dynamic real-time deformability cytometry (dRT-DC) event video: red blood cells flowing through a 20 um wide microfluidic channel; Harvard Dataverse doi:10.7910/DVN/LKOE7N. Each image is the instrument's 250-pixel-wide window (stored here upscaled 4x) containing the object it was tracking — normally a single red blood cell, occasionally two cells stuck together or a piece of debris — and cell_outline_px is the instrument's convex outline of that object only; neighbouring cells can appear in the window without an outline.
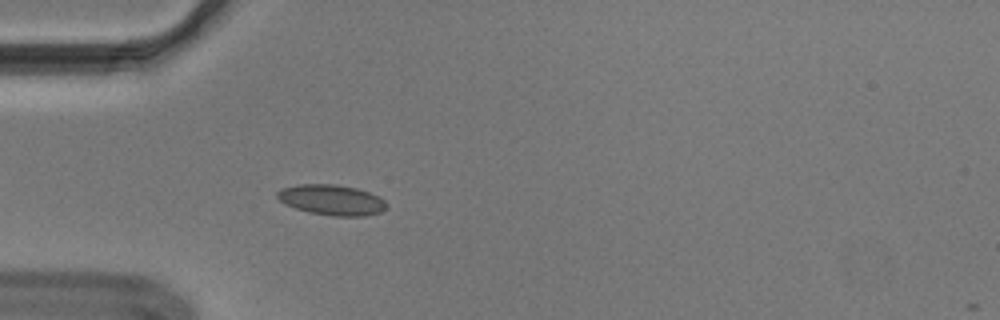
{"species": "Egyptian fruit bat (a non-hibernating species)", "species_latin": "Rousettus aegyptiacus", "temperature_condition": "cold", "stored_images_in_passage": 38, "camera_frame_rate_fps": 3000, "um_per_image_px": 0.085, "animal": {"sex": "male"}, "frame": {"image": 1, "passage_image": 6, "time_ms": 1.667, "image_size_px": [1000, 320], "cell_outline_px": [[388, 204], [380, 212], [364, 216], [332, 216], [308, 212], [284, 204], [276, 196], [276, 192], [280, 188], [300, 184], [336, 184], [356, 188], [368, 192], [384, 200]], "centroid_in_image_um": [28.15, 16.99], "position_along_channel_um": 56.9, "area_um2": 19.36}}
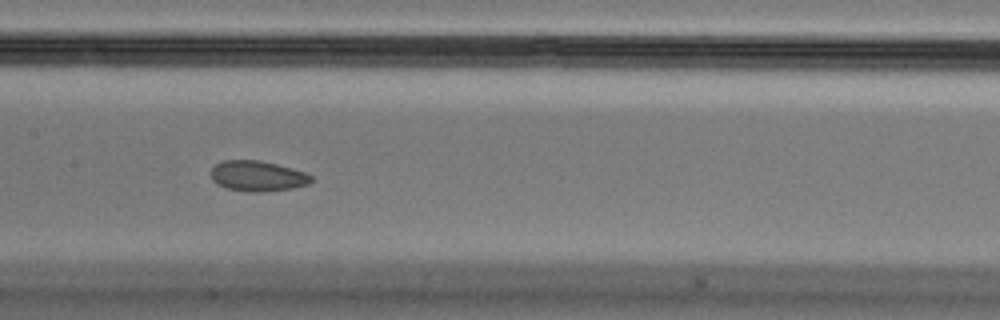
{"frame": {"image": 2, "passage_image": 17, "time_ms": 5.333, "image_size_px": [1000, 320], "cell_outline_px": [[312, 180], [308, 184], [292, 188], [260, 192], [252, 192], [228, 188], [216, 184], [212, 180], [208, 172], [216, 164], [224, 160], [260, 160], [276, 164], [304, 172], [312, 176]], "centroid_in_image_um": [21.84, 14.96], "position_along_channel_um": 185.6, "area_um2": 17.74}, "authors_computed_cell_mechanics": {"area_um2": 18.2648, "velocity_mm_per_s": 3.6375, "shape_relaxation_time_tau1_ms": null, "shape_relaxation_time_tau2_ms": 1.9296, "deformation_change_tau1": null, "deformation_change_tau2": 0.0596}}